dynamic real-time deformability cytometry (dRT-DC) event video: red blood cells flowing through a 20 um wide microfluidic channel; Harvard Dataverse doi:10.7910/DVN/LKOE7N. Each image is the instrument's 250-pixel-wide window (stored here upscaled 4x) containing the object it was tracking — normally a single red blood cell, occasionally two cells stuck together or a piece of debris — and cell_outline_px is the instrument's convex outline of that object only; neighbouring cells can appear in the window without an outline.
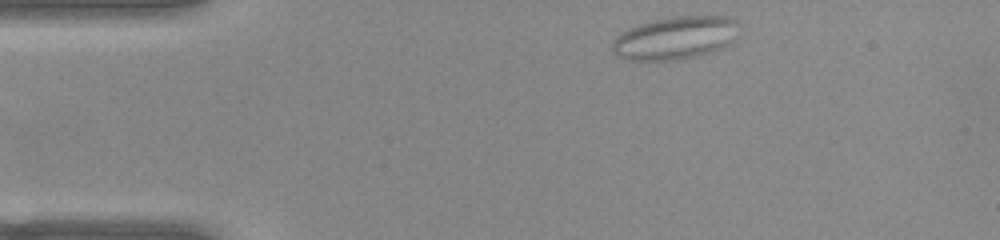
{"species": "common noctule bat (a hibernating species)", "species_latin": "Nyctalus noctula", "temperature_condition": "warm", "stored_images_in_passage": 45, "camera_frame_rate_fps": 3000, "um_per_image_px": 0.085, "animal": {"sex": "female", "body_mass_g": 22.0, "forearm_length_mm": 56.7}, "frame": {"image": 1, "passage_image": 1, "time_ms": 0.0, "image_size_px": [1000, 240], "cell_outline_px": [[740, 24], [736, 40], [712, 52], [672, 60], [620, 60], [612, 52], [612, 40], [620, 32], [636, 24], [652, 20], [672, 16], [728, 16], [736, 20]], "centroid_in_image_um": [57.37, 3.21], "position_along_channel_um": 27.6, "area_um2": 32.25}}
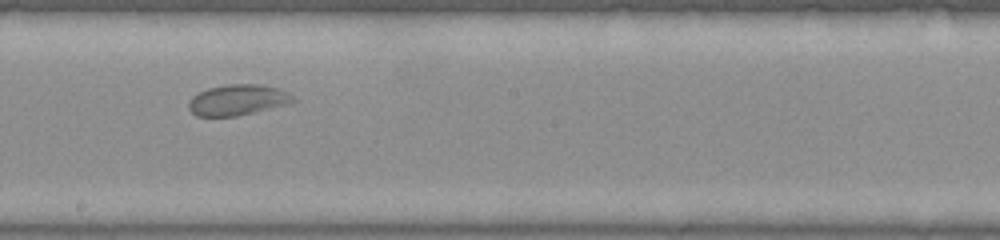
{"frame": {"image": 2, "passage_image": 21, "time_ms": 6.667, "image_size_px": [1000, 240], "cell_outline_px": [[296, 100], [288, 104], [236, 116], [196, 116], [188, 108], [188, 104], [192, 96], [208, 88], [224, 84], [260, 84], [276, 88], [288, 92]], "centroid_in_image_um": [20.18, 8.49], "position_along_channel_um": 228.0, "area_um2": 18.61}}
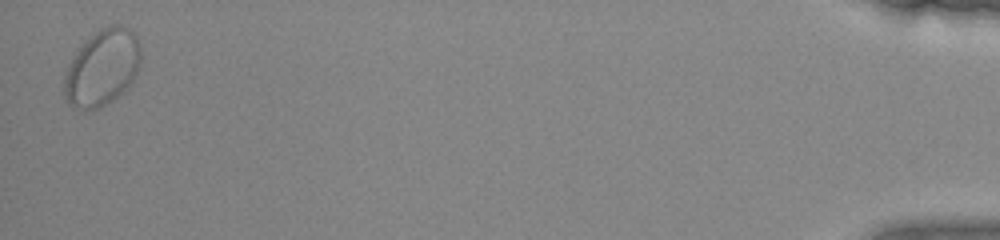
{"frame": {"image": 3, "passage_image": 44, "time_ms": 14.333, "image_size_px": [1000, 240], "cell_outline_px": [[140, 64], [136, 76], [112, 100], [100, 108], [72, 108], [64, 96], [64, 76], [68, 64], [80, 44], [100, 28], [112, 24], [116, 24], [128, 28], [136, 36], [140, 44]], "centroid_in_image_um": [8.67, 5.72], "position_along_channel_um": 426.5, "area_um2": 33.93}, "authors_computed_cell_mechanics": {"area_um2": 22.8888, "velocity_mm_per_s": 3.8546, "shape_relaxation_time_tau1_ms": null, "shape_relaxation_time_tau2_ms": 0.8105, "deformation_change_tau1": null, "deformation_change_tau2": 0.0472}}